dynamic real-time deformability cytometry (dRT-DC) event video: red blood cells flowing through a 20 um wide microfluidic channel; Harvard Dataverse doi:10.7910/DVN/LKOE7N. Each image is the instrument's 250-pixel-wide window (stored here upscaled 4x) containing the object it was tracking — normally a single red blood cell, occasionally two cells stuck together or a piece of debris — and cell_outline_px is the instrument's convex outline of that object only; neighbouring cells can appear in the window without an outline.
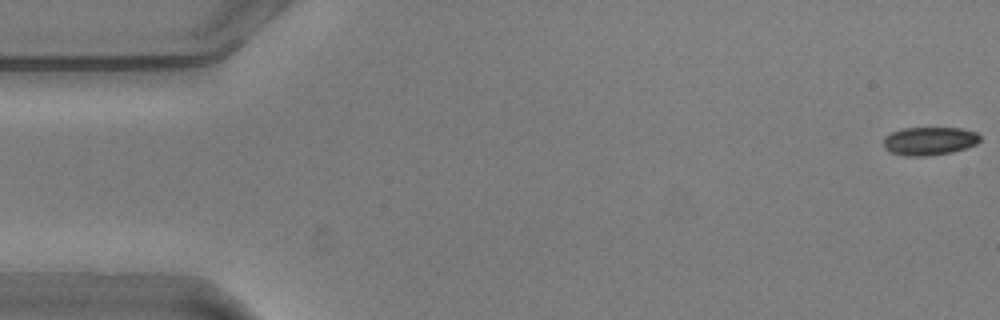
{"species": "common noctule bat (a hibernating species)", "species_latin": "Nyctalus noctula", "temperature_condition": "warm", "stored_images_in_passage": 5, "camera_frame_rate_fps": 3000, "um_per_image_px": 0.085, "animal": {"sex": "male", "body_mass_g": 20.5, "forearm_length_mm": 52.5}, "frame": {"image": 1, "passage_image": 1, "time_ms": 0.0, "image_size_px": [1000, 320], "cell_outline_px": [[980, 140], [976, 144], [952, 152], [928, 156], [904, 156], [888, 152], [884, 148], [884, 136], [892, 132], [904, 128], [960, 128], [976, 132], [980, 136]], "centroid_in_image_um": [78.96, 11.99], "position_along_channel_um": 6.0, "area_um2": 15.95}}